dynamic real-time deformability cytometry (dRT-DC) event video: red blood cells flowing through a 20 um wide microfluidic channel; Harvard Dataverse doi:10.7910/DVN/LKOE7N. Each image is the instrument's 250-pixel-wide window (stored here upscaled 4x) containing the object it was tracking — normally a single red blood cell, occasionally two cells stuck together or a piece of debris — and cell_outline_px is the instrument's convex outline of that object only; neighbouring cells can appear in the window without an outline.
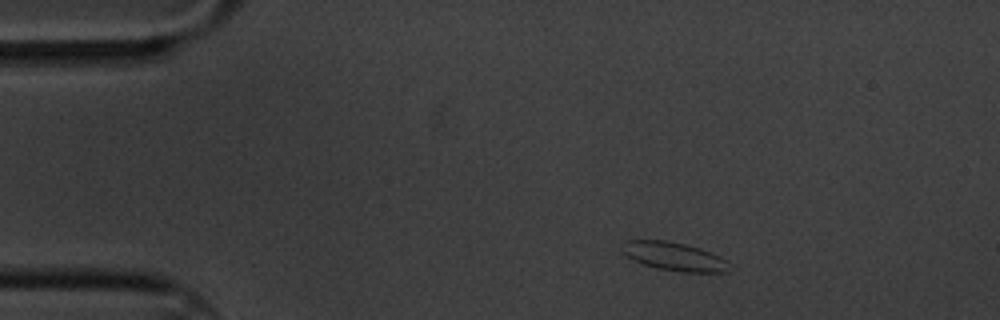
{"species": "common noctule bat (a hibernating species)", "species_latin": "Nyctalus noctula", "temperature_condition": "cold", "stored_images_in_passage": 3, "camera_frame_rate_fps": 3000, "um_per_image_px": 0.085, "animal": {"sex": "male", "body_mass_g": 20.1, "forearm_length_mm": 53.5}, "frame": {"image": 1, "passage_image": 1, "time_ms": 0.0, "image_size_px": [1000, 320], "cell_outline_px": [[736, 268], [728, 272], [680, 272], [656, 268], [632, 260], [620, 248], [624, 240], [664, 240], [684, 244], [700, 248], [720, 256]], "centroid_in_image_um": [57.35, 21.81], "position_along_channel_um": 27.7, "area_um2": 18.03}}